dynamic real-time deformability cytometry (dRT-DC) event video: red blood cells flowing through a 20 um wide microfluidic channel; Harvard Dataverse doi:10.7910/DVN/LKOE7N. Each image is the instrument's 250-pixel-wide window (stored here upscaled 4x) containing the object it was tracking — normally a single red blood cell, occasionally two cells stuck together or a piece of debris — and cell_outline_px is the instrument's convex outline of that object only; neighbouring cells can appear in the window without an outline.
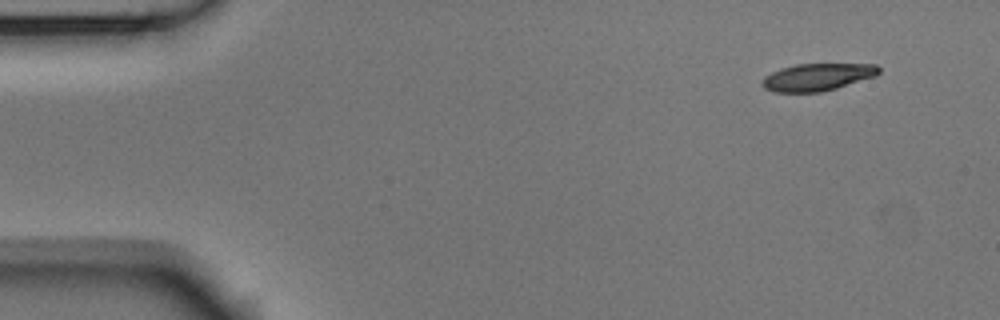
{"species": "Egyptian fruit bat (a non-hibernating species)", "species_latin": "Rousettus aegyptiacus", "temperature_condition": "room temperature", "stored_images_in_passage": 4, "camera_frame_rate_fps": 3000, "um_per_image_px": 0.085, "animal": {"sex": "male"}, "frame": {"image": 1, "passage_image": 1, "time_ms": 0.0, "image_size_px": [1000, 320], "cell_outline_px": [[880, 72], [876, 76], [836, 88], [820, 92], [772, 92], [764, 88], [760, 84], [760, 80], [764, 76], [780, 68], [796, 64], [876, 64], [880, 68]], "centroid_in_image_um": [69.44, 6.55], "position_along_channel_um": 15.6, "area_um2": 18.73}}
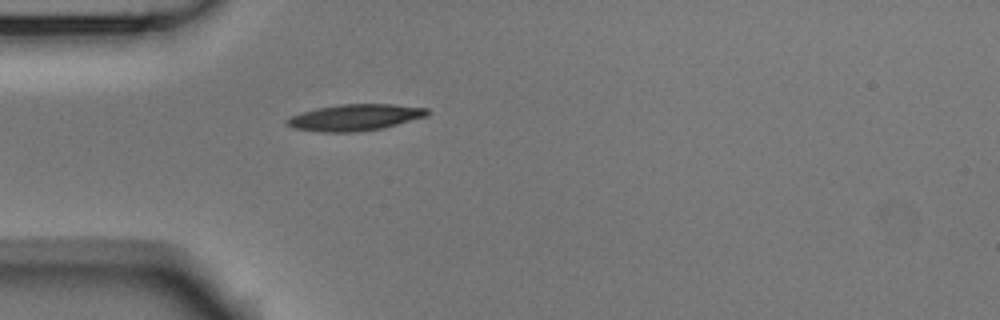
{"frame": {"image": 2, "passage_image": 4, "time_ms": 1.0, "image_size_px": [1000, 320], "cell_outline_px": [[428, 116], [384, 128], [356, 132], [320, 132], [292, 128], [284, 124], [284, 120], [300, 112], [316, 108], [340, 104], [396, 104], [428, 108]], "centroid_in_image_um": [30.15, 9.98], "position_along_channel_um": 54.8, "area_um2": 21.91}}